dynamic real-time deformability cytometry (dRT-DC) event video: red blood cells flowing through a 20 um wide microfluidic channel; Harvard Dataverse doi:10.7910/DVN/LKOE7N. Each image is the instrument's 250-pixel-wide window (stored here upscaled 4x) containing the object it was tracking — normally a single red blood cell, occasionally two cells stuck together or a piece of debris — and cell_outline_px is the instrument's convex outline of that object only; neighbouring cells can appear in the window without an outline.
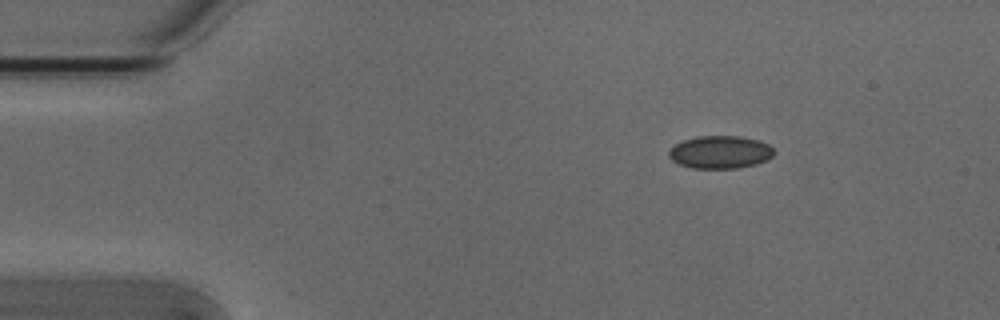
{"species": "Egyptian fruit bat (a non-hibernating species)", "species_latin": "Rousettus aegyptiacus", "temperature_condition": "cold", "stored_images_in_passage": 3, "camera_frame_rate_fps": 3000, "um_per_image_px": 0.085, "animal": {"sex": "male"}, "frame": {"image": 1, "passage_image": 1, "time_ms": 0.0, "image_size_px": [1000, 320], "cell_outline_px": [[776, 152], [768, 160], [756, 164], [740, 168], [692, 168], [676, 164], [668, 156], [668, 152], [676, 144], [684, 140], [696, 136], [740, 136], [760, 140], [768, 144]], "centroid_in_image_um": [61.23, 12.94], "position_along_channel_um": 23.8, "area_um2": 20.29}}